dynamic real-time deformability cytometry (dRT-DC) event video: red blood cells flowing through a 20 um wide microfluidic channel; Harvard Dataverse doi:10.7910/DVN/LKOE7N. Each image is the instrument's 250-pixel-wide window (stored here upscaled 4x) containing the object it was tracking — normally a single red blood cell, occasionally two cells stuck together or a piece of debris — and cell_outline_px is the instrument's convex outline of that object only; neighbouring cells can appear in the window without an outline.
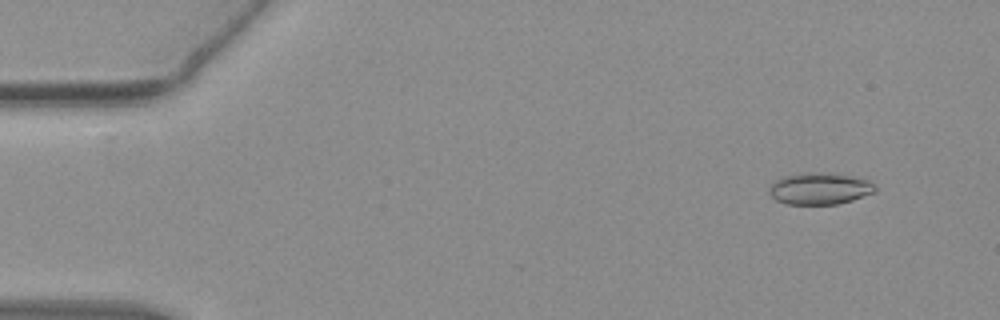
{"species": "common noctule bat (a hibernating species)", "species_latin": "Nyctalus noctula", "temperature_condition": "warm", "stored_images_in_passage": 54, "camera_frame_rate_fps": 3000, "um_per_image_px": 0.085, "animal": {"sex": "female", "body_mass_g": 19.3, "forearm_length_mm": 54.1}, "frame": {"image": 1, "passage_image": 5, "time_ms": 1.333, "image_size_px": [1000, 320], "cell_outline_px": [[876, 192], [852, 200], [836, 204], [788, 204], [776, 200], [772, 196], [768, 188], [776, 180], [784, 176], [804, 172], [820, 172], [852, 176], [868, 180], [876, 188]], "centroid_in_image_um": [69.67, 16.02], "position_along_channel_um": 15.3, "area_um2": 19.48}}
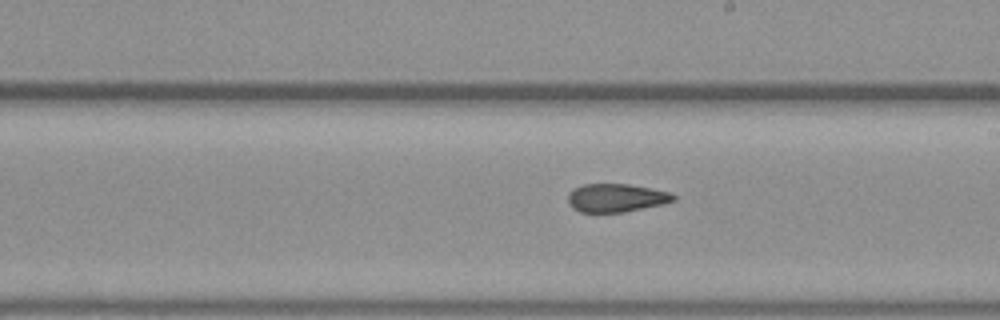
{"frame": {"image": 2, "passage_image": 31, "time_ms": 10.0, "image_size_px": [1000, 320], "cell_outline_px": [[676, 200], [664, 204], [624, 212], [580, 212], [572, 208], [568, 200], [568, 192], [572, 188], [584, 184], [628, 184], [672, 192], [676, 196]], "centroid_in_image_um": [52.38, 16.81], "position_along_channel_um": 236.6, "area_um2": 17.57}}
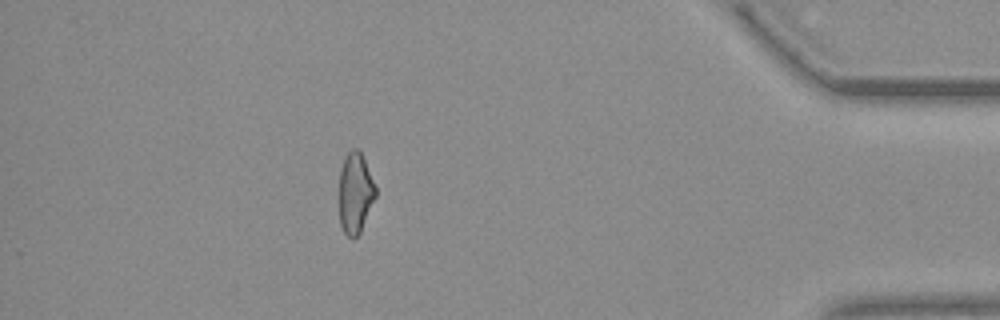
{"frame": {"image": 3, "passage_image": 48, "time_ms": 15.667, "image_size_px": [1000, 320], "cell_outline_px": [[376, 196], [360, 232], [352, 240], [344, 232], [340, 224], [340, 168], [344, 156], [352, 148], [360, 148], [376, 188]], "centroid_in_image_um": [30.2, 16.36], "position_along_channel_um": 405.0, "area_um2": 17.17}, "authors_computed_cell_mechanics": {"area_um2": 18.3226, "velocity_mm_per_s": 3.8449, "shape_relaxation_time_tau1_ms": null, "shape_relaxation_time_tau2_ms": 2.3957, "deformation_change_tau1": null, "deformation_change_tau2": 0.107}}